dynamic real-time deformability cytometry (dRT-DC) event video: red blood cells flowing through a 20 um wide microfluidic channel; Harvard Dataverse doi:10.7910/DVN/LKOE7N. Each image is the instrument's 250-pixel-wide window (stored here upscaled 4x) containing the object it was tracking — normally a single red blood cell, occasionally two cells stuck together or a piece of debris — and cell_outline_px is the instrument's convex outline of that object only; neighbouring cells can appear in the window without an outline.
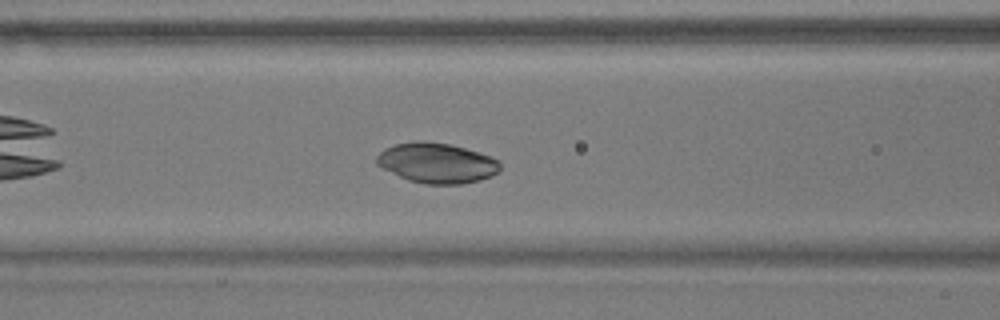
{"species": "common noctule bat (a hibernating species)", "species_latin": "Nyctalus noctula", "temperature_condition": "warm", "stored_images_in_passage": 39, "camera_frame_rate_fps": 3000, "um_per_image_px": 0.085, "animal": {"sex": "male", "body_mass_g": 17.9}, "frame": {"image": 1, "passage_image": 11, "time_ms": 3.333, "image_size_px": [1000, 320], "cell_outline_px": [[500, 168], [492, 176], [480, 180], [460, 184], [424, 184], [408, 180], [376, 164], [376, 156], [384, 148], [396, 144], [452, 144], [500, 160]], "centroid_in_image_um": [37.15, 13.9], "position_along_channel_um": 129.4, "area_um2": 27.92}}
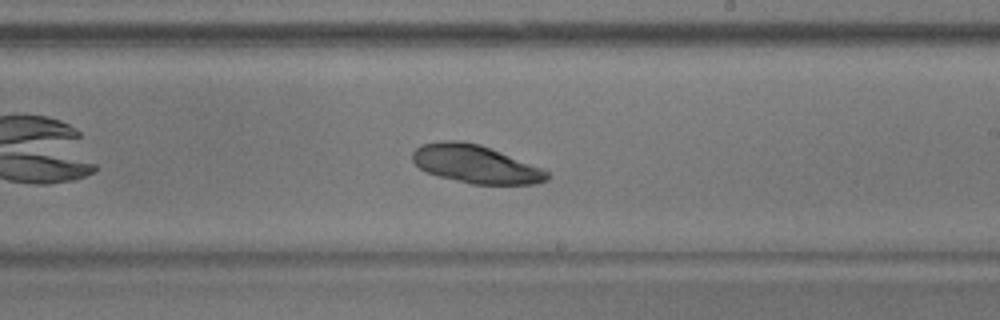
{"frame": {"image": 2, "passage_image": 21, "time_ms": 6.667, "image_size_px": [1000, 320], "cell_outline_px": [[548, 180], [532, 184], [472, 184], [440, 176], [428, 172], [420, 168], [412, 160], [412, 152], [416, 148], [424, 144], [444, 140], [460, 140], [480, 144], [540, 168], [548, 172]], "centroid_in_image_um": [40.39, 13.94], "position_along_channel_um": 248.6, "area_um2": 29.36}}
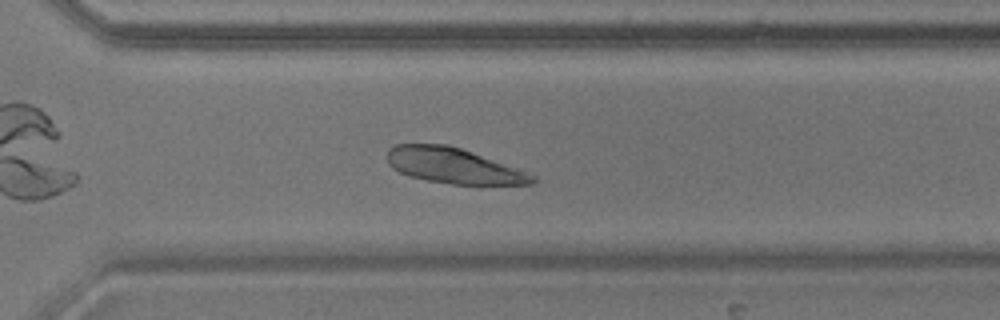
{"frame": {"image": 3, "passage_image": 28, "time_ms": 9.0, "image_size_px": [1000, 320], "cell_outline_px": [[536, 180], [532, 184], [452, 184], [428, 180], [408, 176], [392, 168], [388, 164], [388, 148], [396, 144], [448, 144], [472, 152], [536, 176]], "centroid_in_image_um": [38.49, 14.08], "position_along_channel_um": 332.1, "area_um2": 29.54}, "authors_computed_cell_mechanics": {"area_um2": 29.0734, "velocity_mm_per_s": 3.5885, "shape_relaxation_time_tau1_ms": null, "shape_relaxation_time_tau2_ms": 10.6573, "deformation_change_tau1": null, "deformation_change_tau2": 0.1393}}